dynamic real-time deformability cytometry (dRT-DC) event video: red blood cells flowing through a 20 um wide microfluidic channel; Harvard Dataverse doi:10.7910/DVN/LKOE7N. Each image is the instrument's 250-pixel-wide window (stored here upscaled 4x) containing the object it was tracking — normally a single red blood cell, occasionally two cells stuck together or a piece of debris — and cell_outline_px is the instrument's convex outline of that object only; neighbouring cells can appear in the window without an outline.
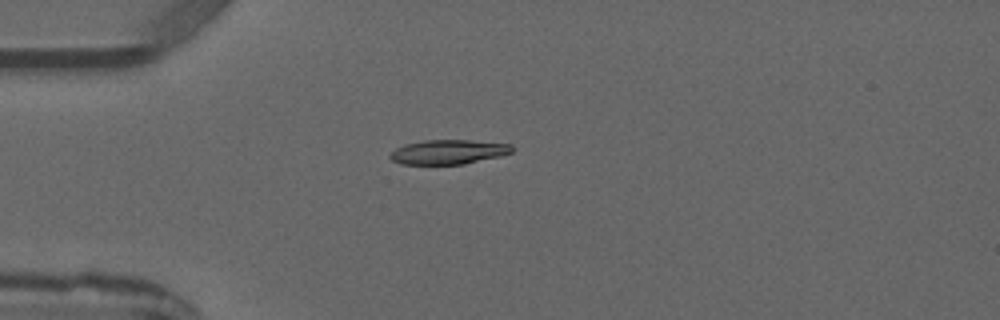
{"species": "common noctule bat (a hibernating species)", "species_latin": "Nyctalus noctula", "temperature_condition": "warm", "stored_images_in_passage": 3, "camera_frame_rate_fps": 3000, "um_per_image_px": 0.085, "animal": {"sex": "male", "forearm_length_mm": 52.5}, "frame": {"image": 1, "passage_image": 3, "time_ms": 3.667, "image_size_px": [1000, 320], "cell_outline_px": [[512, 152], [500, 156], [464, 164], [400, 164], [392, 160], [388, 156], [396, 148], [404, 144], [424, 140], [472, 140], [512, 144]], "centroid_in_image_um": [38.1, 12.91], "position_along_channel_um": 46.9, "area_um2": 17.4}}